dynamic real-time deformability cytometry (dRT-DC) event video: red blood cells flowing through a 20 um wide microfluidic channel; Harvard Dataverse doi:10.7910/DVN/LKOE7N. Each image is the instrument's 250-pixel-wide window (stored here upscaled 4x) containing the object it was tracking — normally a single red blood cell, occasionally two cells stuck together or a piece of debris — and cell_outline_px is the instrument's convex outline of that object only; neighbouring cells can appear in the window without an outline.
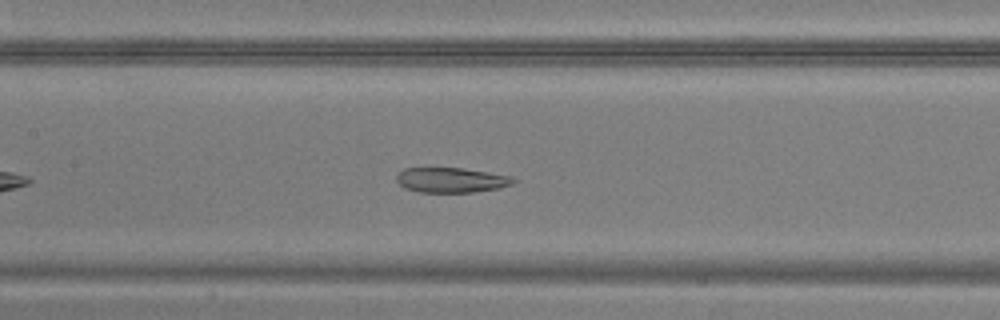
{"species": "common noctule bat (a hibernating species)", "species_latin": "Nyctalus noctula", "temperature_condition": "warm", "stored_images_in_passage": 39, "camera_frame_rate_fps": 3000, "um_per_image_px": 0.085, "animal": {"sex": "male", "body_mass_g": 20.5, "forearm_length_mm": 52.5}, "frame": {"image": 1, "passage_image": 13, "time_ms": 4.0, "image_size_px": [1000, 320], "cell_outline_px": [[516, 180], [512, 184], [500, 188], [472, 192], [420, 192], [404, 188], [396, 180], [396, 172], [404, 168], [464, 168], [512, 176]], "centroid_in_image_um": [38.33, 15.3], "position_along_channel_um": 169.1, "area_um2": 17.11}}
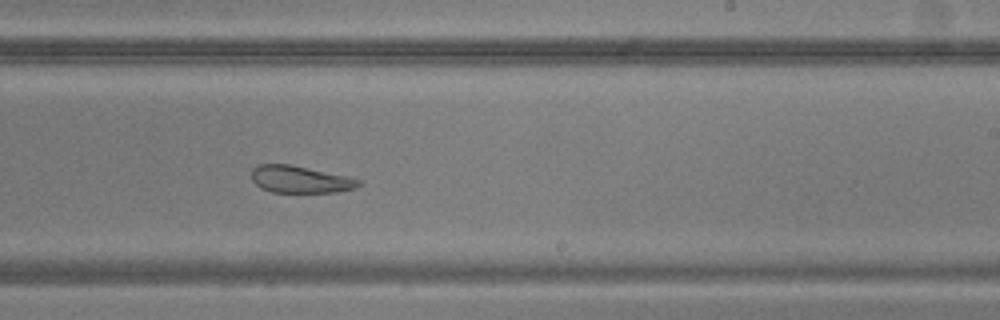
{"frame": {"image": 2, "passage_image": 20, "time_ms": 6.333, "image_size_px": [1000, 320], "cell_outline_px": [[360, 184], [356, 188], [336, 192], [272, 192], [260, 188], [252, 180], [252, 168], [256, 164], [292, 164], [348, 176], [360, 180]], "centroid_in_image_um": [25.5, 15.24], "position_along_channel_um": 263.5, "area_um2": 17.05}}
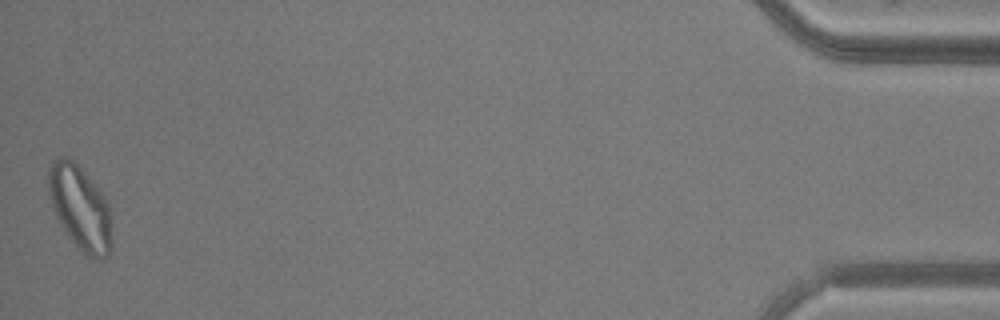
{"frame": {"image": 3, "passage_image": 39, "time_ms": 12.667, "image_size_px": [1000, 320], "cell_outline_px": [[112, 244], [108, 256], [100, 260], [84, 256], [80, 252], [60, 224], [52, 208], [48, 192], [48, 172], [52, 164], [60, 156], [68, 156], [104, 192], [108, 204], [112, 240]], "centroid_in_image_um": [6.82, 17.7], "position_along_channel_um": 428.4, "area_um2": 31.44}}